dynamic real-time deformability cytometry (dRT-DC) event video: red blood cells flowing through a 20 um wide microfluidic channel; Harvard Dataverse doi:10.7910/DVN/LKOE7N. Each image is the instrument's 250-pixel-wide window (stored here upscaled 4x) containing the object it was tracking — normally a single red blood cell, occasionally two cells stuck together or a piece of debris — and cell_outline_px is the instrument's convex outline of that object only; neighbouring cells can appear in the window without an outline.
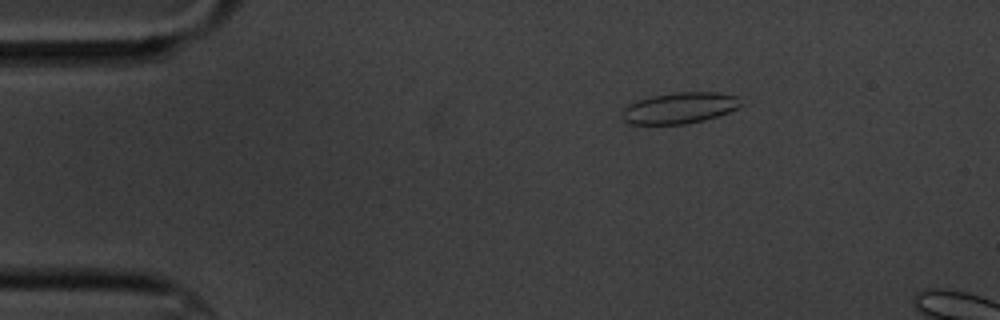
{"species": "common noctule bat (a hibernating species)", "species_latin": "Nyctalus noctula", "temperature_condition": "cold", "stored_images_in_passage": 5, "camera_frame_rate_fps": 3000, "um_per_image_px": 0.085, "animal": {"sex": "male", "body_mass_g": 20.1, "forearm_length_mm": 53.5}, "frame": {"image": 1, "passage_image": 3, "time_ms": 3.0, "image_size_px": [1000, 320], "cell_outline_px": [[744, 104], [740, 108], [704, 120], [684, 124], [628, 124], [624, 120], [624, 108], [628, 104], [636, 100], [652, 96], [676, 92], [720, 92], [736, 96]], "centroid_in_image_um": [57.8, 9.17], "position_along_channel_um": 27.2, "area_um2": 21.56}}